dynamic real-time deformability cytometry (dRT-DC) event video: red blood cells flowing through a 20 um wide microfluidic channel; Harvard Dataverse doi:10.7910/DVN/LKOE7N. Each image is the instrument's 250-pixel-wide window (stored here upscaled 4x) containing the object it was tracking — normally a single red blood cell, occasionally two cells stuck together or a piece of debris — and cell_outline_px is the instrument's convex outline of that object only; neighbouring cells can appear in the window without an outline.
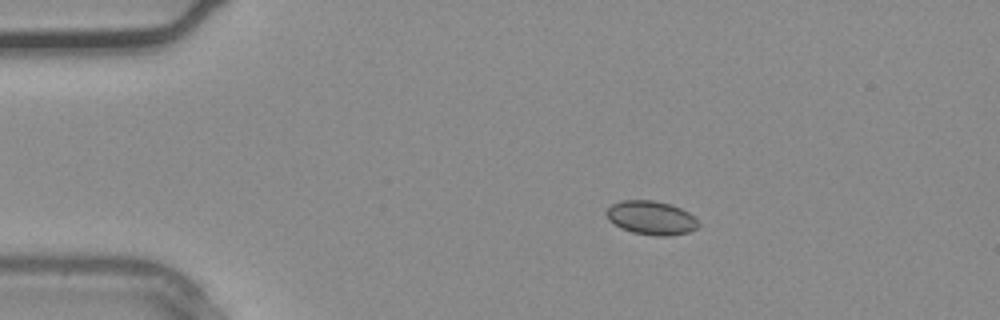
{"species": "common noctule bat (a hibernating species)", "species_latin": "Nyctalus noctula", "temperature_condition": "warm", "stored_images_in_passage": 36, "camera_frame_rate_fps": 3000, "um_per_image_px": 0.085, "animal": {"sex": "male", "body_mass_g": 20.4}, "frame": {"image": 1, "passage_image": 6, "time_ms": 1.667, "image_size_px": [1000, 320], "cell_outline_px": [[700, 224], [696, 228], [688, 232], [668, 236], [656, 236], [632, 232], [620, 228], [608, 220], [604, 212], [612, 204], [620, 200], [652, 200], [668, 204], [680, 208], [688, 212]], "centroid_in_image_um": [55.3, 18.51], "position_along_channel_um": 29.7, "area_um2": 18.09}}
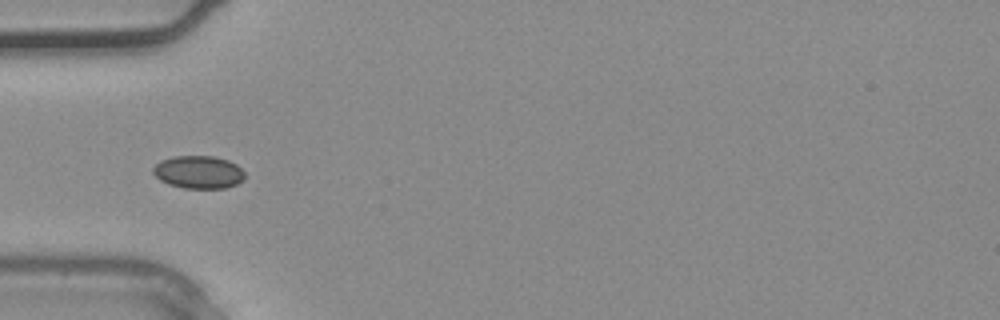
{"frame": {"image": 2, "passage_image": 11, "time_ms": 3.333, "image_size_px": [1000, 320], "cell_outline_px": [[244, 180], [236, 184], [224, 188], [184, 188], [168, 184], [160, 180], [152, 172], [152, 168], [160, 160], [172, 156], [212, 156], [228, 160], [236, 164], [244, 172]], "centroid_in_image_um": [16.85, 14.62], "position_along_channel_um": 68.1, "area_um2": 17.57}}
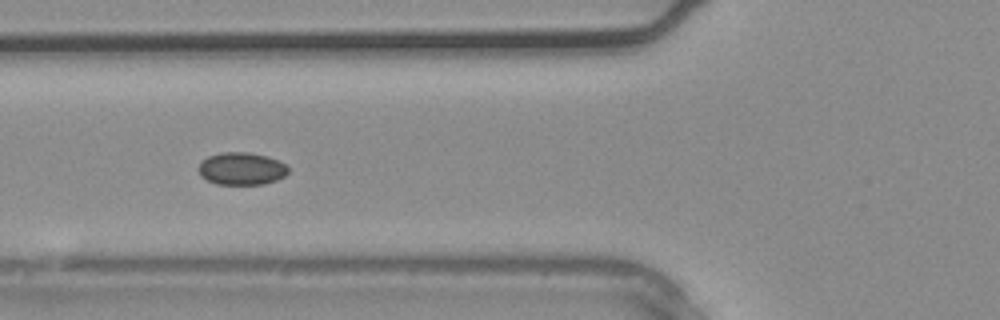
{"frame": {"image": 3, "passage_image": 13, "time_ms": 4.0, "image_size_px": [1000, 320], "cell_outline_px": [[288, 172], [284, 176], [276, 180], [264, 184], [216, 184], [200, 176], [196, 168], [208, 156], [220, 152], [248, 152], [268, 156], [288, 164]], "centroid_in_image_um": [20.53, 14.33], "position_along_channel_um": 105.3, "area_um2": 17.17}}